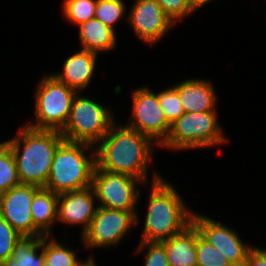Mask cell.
<instances>
[{
	"instance_id": "603a6c76",
	"label": "cell",
	"mask_w": 266,
	"mask_h": 266,
	"mask_svg": "<svg viewBox=\"0 0 266 266\" xmlns=\"http://www.w3.org/2000/svg\"><path fill=\"white\" fill-rule=\"evenodd\" d=\"M97 0H64L63 15L75 25L95 17Z\"/></svg>"
},
{
	"instance_id": "30bf717a",
	"label": "cell",
	"mask_w": 266,
	"mask_h": 266,
	"mask_svg": "<svg viewBox=\"0 0 266 266\" xmlns=\"http://www.w3.org/2000/svg\"><path fill=\"white\" fill-rule=\"evenodd\" d=\"M132 99V117L126 126L148 136L160 146L166 140L171 124L165 118L157 94L143 86L133 90Z\"/></svg>"
},
{
	"instance_id": "cb8c5ba5",
	"label": "cell",
	"mask_w": 266,
	"mask_h": 266,
	"mask_svg": "<svg viewBox=\"0 0 266 266\" xmlns=\"http://www.w3.org/2000/svg\"><path fill=\"white\" fill-rule=\"evenodd\" d=\"M197 266H231L226 257L207 240L196 228Z\"/></svg>"
},
{
	"instance_id": "d6a6232c",
	"label": "cell",
	"mask_w": 266,
	"mask_h": 266,
	"mask_svg": "<svg viewBox=\"0 0 266 266\" xmlns=\"http://www.w3.org/2000/svg\"><path fill=\"white\" fill-rule=\"evenodd\" d=\"M41 266H51V265H49V263L46 260H44Z\"/></svg>"
},
{
	"instance_id": "4316f807",
	"label": "cell",
	"mask_w": 266,
	"mask_h": 266,
	"mask_svg": "<svg viewBox=\"0 0 266 266\" xmlns=\"http://www.w3.org/2000/svg\"><path fill=\"white\" fill-rule=\"evenodd\" d=\"M21 236L4 218L0 216V265L11 256Z\"/></svg>"
},
{
	"instance_id": "5b68a950",
	"label": "cell",
	"mask_w": 266,
	"mask_h": 266,
	"mask_svg": "<svg viewBox=\"0 0 266 266\" xmlns=\"http://www.w3.org/2000/svg\"><path fill=\"white\" fill-rule=\"evenodd\" d=\"M218 124L217 111L185 112L171 126L160 145L174 150L199 149L224 144L227 140Z\"/></svg>"
},
{
	"instance_id": "ac0fdd59",
	"label": "cell",
	"mask_w": 266,
	"mask_h": 266,
	"mask_svg": "<svg viewBox=\"0 0 266 266\" xmlns=\"http://www.w3.org/2000/svg\"><path fill=\"white\" fill-rule=\"evenodd\" d=\"M79 26V40L81 49L98 52H108L116 48V31L103 24L100 20L91 18Z\"/></svg>"
},
{
	"instance_id": "277c9868",
	"label": "cell",
	"mask_w": 266,
	"mask_h": 266,
	"mask_svg": "<svg viewBox=\"0 0 266 266\" xmlns=\"http://www.w3.org/2000/svg\"><path fill=\"white\" fill-rule=\"evenodd\" d=\"M88 149L91 150V155H85V151ZM95 167L96 150L94 146L64 140L54 154L44 188L55 194L87 188L92 184Z\"/></svg>"
},
{
	"instance_id": "7402d4cb",
	"label": "cell",
	"mask_w": 266,
	"mask_h": 266,
	"mask_svg": "<svg viewBox=\"0 0 266 266\" xmlns=\"http://www.w3.org/2000/svg\"><path fill=\"white\" fill-rule=\"evenodd\" d=\"M14 155L10 146L4 141L0 143V195L12 187L20 185Z\"/></svg>"
},
{
	"instance_id": "3957f363",
	"label": "cell",
	"mask_w": 266,
	"mask_h": 266,
	"mask_svg": "<svg viewBox=\"0 0 266 266\" xmlns=\"http://www.w3.org/2000/svg\"><path fill=\"white\" fill-rule=\"evenodd\" d=\"M151 180L148 210L140 241L162 242L182 232L192 223L189 210L178 190L155 171Z\"/></svg>"
},
{
	"instance_id": "9c48e42d",
	"label": "cell",
	"mask_w": 266,
	"mask_h": 266,
	"mask_svg": "<svg viewBox=\"0 0 266 266\" xmlns=\"http://www.w3.org/2000/svg\"><path fill=\"white\" fill-rule=\"evenodd\" d=\"M138 217L137 212L98 206L89 228L81 235L83 244L89 249L115 246L138 225Z\"/></svg>"
},
{
	"instance_id": "484cf974",
	"label": "cell",
	"mask_w": 266,
	"mask_h": 266,
	"mask_svg": "<svg viewBox=\"0 0 266 266\" xmlns=\"http://www.w3.org/2000/svg\"><path fill=\"white\" fill-rule=\"evenodd\" d=\"M157 96L165 118L170 124L185 113L178 92L173 86L160 91Z\"/></svg>"
},
{
	"instance_id": "e0dca14e",
	"label": "cell",
	"mask_w": 266,
	"mask_h": 266,
	"mask_svg": "<svg viewBox=\"0 0 266 266\" xmlns=\"http://www.w3.org/2000/svg\"><path fill=\"white\" fill-rule=\"evenodd\" d=\"M161 243L169 266H197L196 227L193 223Z\"/></svg>"
},
{
	"instance_id": "f1b7e54d",
	"label": "cell",
	"mask_w": 266,
	"mask_h": 266,
	"mask_svg": "<svg viewBox=\"0 0 266 266\" xmlns=\"http://www.w3.org/2000/svg\"><path fill=\"white\" fill-rule=\"evenodd\" d=\"M163 11L172 19L174 23L194 13L189 0H155Z\"/></svg>"
},
{
	"instance_id": "1f68e13d",
	"label": "cell",
	"mask_w": 266,
	"mask_h": 266,
	"mask_svg": "<svg viewBox=\"0 0 266 266\" xmlns=\"http://www.w3.org/2000/svg\"><path fill=\"white\" fill-rule=\"evenodd\" d=\"M82 266H97L95 260L92 257L87 258Z\"/></svg>"
},
{
	"instance_id": "4dcf8cb0",
	"label": "cell",
	"mask_w": 266,
	"mask_h": 266,
	"mask_svg": "<svg viewBox=\"0 0 266 266\" xmlns=\"http://www.w3.org/2000/svg\"><path fill=\"white\" fill-rule=\"evenodd\" d=\"M212 0H189L190 5L196 11L199 7H203Z\"/></svg>"
},
{
	"instance_id": "d6986e66",
	"label": "cell",
	"mask_w": 266,
	"mask_h": 266,
	"mask_svg": "<svg viewBox=\"0 0 266 266\" xmlns=\"http://www.w3.org/2000/svg\"><path fill=\"white\" fill-rule=\"evenodd\" d=\"M58 194L41 188L31 203L34 226L44 235L50 236L51 227L57 221Z\"/></svg>"
},
{
	"instance_id": "7a4b0ae2",
	"label": "cell",
	"mask_w": 266,
	"mask_h": 266,
	"mask_svg": "<svg viewBox=\"0 0 266 266\" xmlns=\"http://www.w3.org/2000/svg\"><path fill=\"white\" fill-rule=\"evenodd\" d=\"M64 140L60 131L27 125L21 126L13 138L5 140L14 155L21 184L45 187L54 154Z\"/></svg>"
},
{
	"instance_id": "4fadbf2b",
	"label": "cell",
	"mask_w": 266,
	"mask_h": 266,
	"mask_svg": "<svg viewBox=\"0 0 266 266\" xmlns=\"http://www.w3.org/2000/svg\"><path fill=\"white\" fill-rule=\"evenodd\" d=\"M131 8L127 21L135 35L146 44L155 45L174 25L155 0H136Z\"/></svg>"
},
{
	"instance_id": "8fae6325",
	"label": "cell",
	"mask_w": 266,
	"mask_h": 266,
	"mask_svg": "<svg viewBox=\"0 0 266 266\" xmlns=\"http://www.w3.org/2000/svg\"><path fill=\"white\" fill-rule=\"evenodd\" d=\"M192 223L199 234L226 257L231 266L245 265L253 246L245 245L235 230L196 212L192 214Z\"/></svg>"
},
{
	"instance_id": "ba28073f",
	"label": "cell",
	"mask_w": 266,
	"mask_h": 266,
	"mask_svg": "<svg viewBox=\"0 0 266 266\" xmlns=\"http://www.w3.org/2000/svg\"><path fill=\"white\" fill-rule=\"evenodd\" d=\"M142 181L126 174L111 173L95 167L92 176V188L96 199L103 208L137 212L136 205L140 190L137 184Z\"/></svg>"
},
{
	"instance_id": "9a60e30c",
	"label": "cell",
	"mask_w": 266,
	"mask_h": 266,
	"mask_svg": "<svg viewBox=\"0 0 266 266\" xmlns=\"http://www.w3.org/2000/svg\"><path fill=\"white\" fill-rule=\"evenodd\" d=\"M98 54L80 49L79 52L69 56L63 66L62 73H52L61 83L66 84L76 92L82 91L90 85L96 67Z\"/></svg>"
},
{
	"instance_id": "83f0119b",
	"label": "cell",
	"mask_w": 266,
	"mask_h": 266,
	"mask_svg": "<svg viewBox=\"0 0 266 266\" xmlns=\"http://www.w3.org/2000/svg\"><path fill=\"white\" fill-rule=\"evenodd\" d=\"M147 249L144 266H169L165 248L161 242L140 241L137 253Z\"/></svg>"
},
{
	"instance_id": "d4e9b609",
	"label": "cell",
	"mask_w": 266,
	"mask_h": 266,
	"mask_svg": "<svg viewBox=\"0 0 266 266\" xmlns=\"http://www.w3.org/2000/svg\"><path fill=\"white\" fill-rule=\"evenodd\" d=\"M125 8L123 0H97L95 18L115 31L114 25L124 16Z\"/></svg>"
},
{
	"instance_id": "52a82bcc",
	"label": "cell",
	"mask_w": 266,
	"mask_h": 266,
	"mask_svg": "<svg viewBox=\"0 0 266 266\" xmlns=\"http://www.w3.org/2000/svg\"><path fill=\"white\" fill-rule=\"evenodd\" d=\"M38 84L34 99L35 122L26 125L34 129L61 131L77 92L50 74H46Z\"/></svg>"
},
{
	"instance_id": "ffe728a7",
	"label": "cell",
	"mask_w": 266,
	"mask_h": 266,
	"mask_svg": "<svg viewBox=\"0 0 266 266\" xmlns=\"http://www.w3.org/2000/svg\"><path fill=\"white\" fill-rule=\"evenodd\" d=\"M43 236H23L10 257L1 266H41L45 260L42 249ZM40 251V253H38Z\"/></svg>"
},
{
	"instance_id": "2e32d148",
	"label": "cell",
	"mask_w": 266,
	"mask_h": 266,
	"mask_svg": "<svg viewBox=\"0 0 266 266\" xmlns=\"http://www.w3.org/2000/svg\"><path fill=\"white\" fill-rule=\"evenodd\" d=\"M185 112L216 111L217 95L210 81L186 79L173 86Z\"/></svg>"
},
{
	"instance_id": "5bb4252c",
	"label": "cell",
	"mask_w": 266,
	"mask_h": 266,
	"mask_svg": "<svg viewBox=\"0 0 266 266\" xmlns=\"http://www.w3.org/2000/svg\"><path fill=\"white\" fill-rule=\"evenodd\" d=\"M92 186L58 194L57 221L69 225H82V234L89 228L98 205Z\"/></svg>"
},
{
	"instance_id": "f546056e",
	"label": "cell",
	"mask_w": 266,
	"mask_h": 266,
	"mask_svg": "<svg viewBox=\"0 0 266 266\" xmlns=\"http://www.w3.org/2000/svg\"><path fill=\"white\" fill-rule=\"evenodd\" d=\"M244 266H266V249L253 246L247 255Z\"/></svg>"
},
{
	"instance_id": "44dd1931",
	"label": "cell",
	"mask_w": 266,
	"mask_h": 266,
	"mask_svg": "<svg viewBox=\"0 0 266 266\" xmlns=\"http://www.w3.org/2000/svg\"><path fill=\"white\" fill-rule=\"evenodd\" d=\"M54 237H42V249L45 260L51 266H82L85 261L77 259L73 249L64 247ZM51 239V240H50ZM47 240L49 242H47Z\"/></svg>"
},
{
	"instance_id": "8992f818",
	"label": "cell",
	"mask_w": 266,
	"mask_h": 266,
	"mask_svg": "<svg viewBox=\"0 0 266 266\" xmlns=\"http://www.w3.org/2000/svg\"><path fill=\"white\" fill-rule=\"evenodd\" d=\"M75 94L69 118L60 131L65 140L96 146L115 122L113 113L90 98Z\"/></svg>"
},
{
	"instance_id": "6da1fadb",
	"label": "cell",
	"mask_w": 266,
	"mask_h": 266,
	"mask_svg": "<svg viewBox=\"0 0 266 266\" xmlns=\"http://www.w3.org/2000/svg\"><path fill=\"white\" fill-rule=\"evenodd\" d=\"M154 141L148 136L113 123L96 145V167L111 173L126 174L148 184L149 160Z\"/></svg>"
},
{
	"instance_id": "7c38bea8",
	"label": "cell",
	"mask_w": 266,
	"mask_h": 266,
	"mask_svg": "<svg viewBox=\"0 0 266 266\" xmlns=\"http://www.w3.org/2000/svg\"><path fill=\"white\" fill-rule=\"evenodd\" d=\"M41 188L20 184L0 195V216L21 236H44L35 226L31 214L34 195Z\"/></svg>"
}]
</instances>
